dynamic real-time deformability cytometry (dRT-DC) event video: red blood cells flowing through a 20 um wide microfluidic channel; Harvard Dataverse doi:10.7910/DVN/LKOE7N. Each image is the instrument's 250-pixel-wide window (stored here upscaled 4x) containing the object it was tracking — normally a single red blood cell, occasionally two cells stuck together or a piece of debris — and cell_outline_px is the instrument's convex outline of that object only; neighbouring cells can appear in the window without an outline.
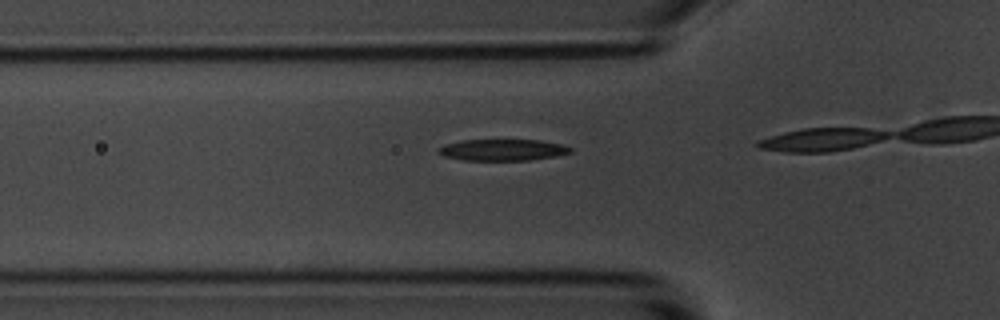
{"species": "common noctule bat (a hibernating species)", "species_latin": "Nyctalus noctula", "temperature_condition": "room temperature", "stored_images_in_passage": 17, "camera_frame_rate_fps": 3000, "um_per_image_px": 0.085, "animal": {"sex": "male", "body_mass_g": 20.1, "forearm_length_mm": 53.5}, "frame": {"image": 1, "passage_image": 13, "time_ms": 4.0, "image_size_px": [1000, 320], "cell_outline_px": [[572, 152], [556, 156], [532, 160], [464, 160], [444, 156], [436, 152], [444, 144], [464, 140], [540, 140], [564, 144], [572, 148]], "centroid_in_image_um": [42.76, 12.74], "position_along_channel_um": 83.0, "area_um2": 16.53}}
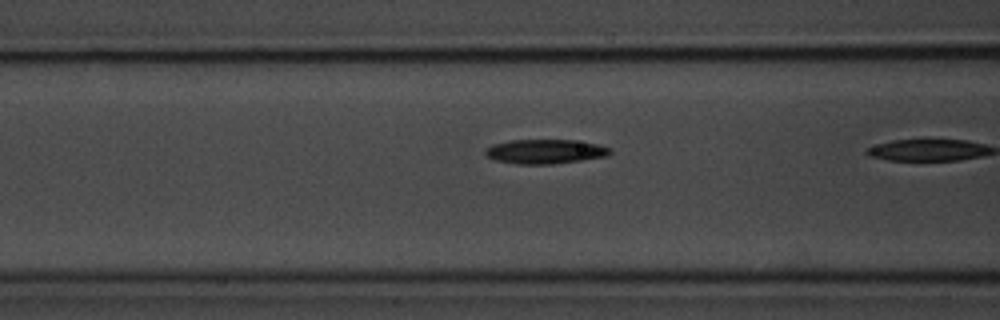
{"frame": {"image": 2, "passage_image": 16, "time_ms": 5.0, "image_size_px": [1000, 320], "cell_outline_px": [[612, 152], [608, 156], [552, 164], [516, 164], [496, 160], [484, 156], [484, 152], [492, 144], [512, 140], [572, 140], [596, 144], [612, 148]], "centroid_in_image_um": [46.33, 12.88], "position_along_channel_um": 120.3, "area_um2": 17.69}}